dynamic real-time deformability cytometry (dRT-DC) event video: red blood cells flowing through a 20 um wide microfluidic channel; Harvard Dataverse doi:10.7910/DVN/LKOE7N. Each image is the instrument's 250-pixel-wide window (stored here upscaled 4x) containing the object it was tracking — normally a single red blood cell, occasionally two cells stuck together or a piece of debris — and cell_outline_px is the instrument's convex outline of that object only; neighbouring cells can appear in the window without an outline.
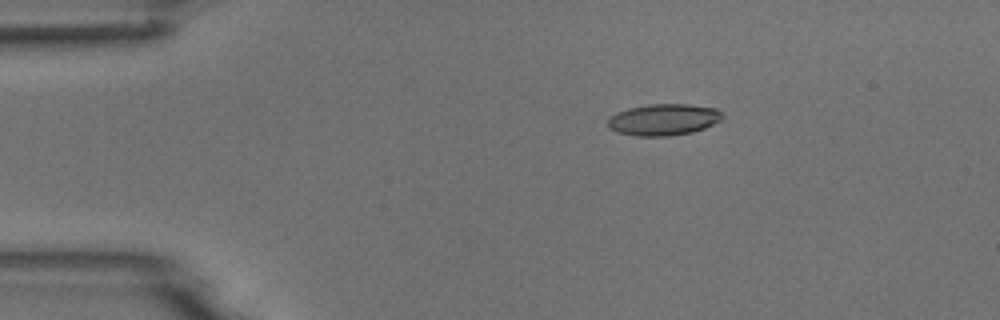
{"species": "common noctule bat (a hibernating species)", "species_latin": "Nyctalus noctula", "temperature_condition": "room temperature", "stored_images_in_passage": 5, "camera_frame_rate_fps": 3000, "um_per_image_px": 0.085, "animal": {"sex": "male", "body_mass_g": 18.8}, "frame": {"image": 1, "passage_image": 3, "time_ms": 2.333, "image_size_px": [1000, 320], "cell_outline_px": [[724, 116], [720, 120], [704, 128], [692, 132], [668, 136], [636, 136], [616, 132], [608, 128], [608, 116], [616, 112], [628, 108], [648, 104], [688, 104], [716, 108]], "centroid_in_image_um": [56.35, 10.16], "position_along_channel_um": 28.6, "area_um2": 21.15}}